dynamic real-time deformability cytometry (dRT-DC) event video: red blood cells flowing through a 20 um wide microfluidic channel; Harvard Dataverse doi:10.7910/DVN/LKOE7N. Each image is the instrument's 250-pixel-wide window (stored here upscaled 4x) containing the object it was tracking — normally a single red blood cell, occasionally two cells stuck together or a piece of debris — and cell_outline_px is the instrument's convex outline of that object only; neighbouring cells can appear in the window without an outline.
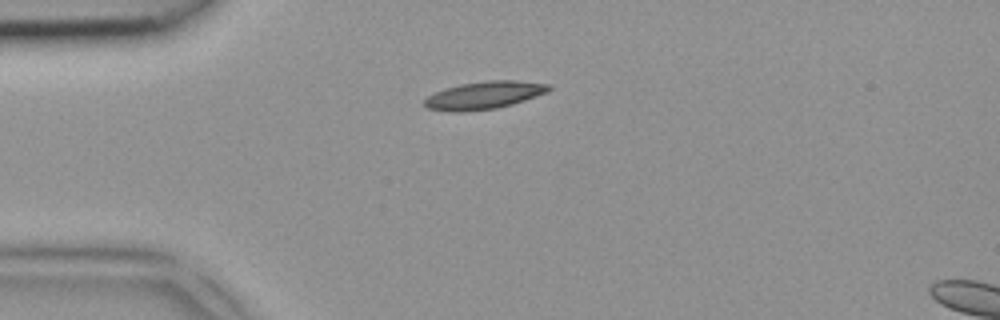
{"species": "common noctule bat (a hibernating species)", "species_latin": "Nyctalus noctula", "temperature_condition": "room temperature", "stored_images_in_passage": 2, "camera_frame_rate_fps": 3000, "um_per_image_px": 0.085, "animal": {"sex": "female", "body_mass_g": 18.4}, "frame": {"image": 1, "passage_image": 1, "time_ms": 0.0, "image_size_px": [1000, 320], "cell_outline_px": [[552, 88], [548, 92], [512, 104], [496, 108], [464, 112], [448, 112], [428, 108], [424, 104], [424, 100], [428, 96], [444, 88], [460, 84], [488, 80], [516, 80], [552, 84]], "centroid_in_image_um": [41.17, 8.09], "position_along_channel_um": 43.8, "area_um2": 20.17}}